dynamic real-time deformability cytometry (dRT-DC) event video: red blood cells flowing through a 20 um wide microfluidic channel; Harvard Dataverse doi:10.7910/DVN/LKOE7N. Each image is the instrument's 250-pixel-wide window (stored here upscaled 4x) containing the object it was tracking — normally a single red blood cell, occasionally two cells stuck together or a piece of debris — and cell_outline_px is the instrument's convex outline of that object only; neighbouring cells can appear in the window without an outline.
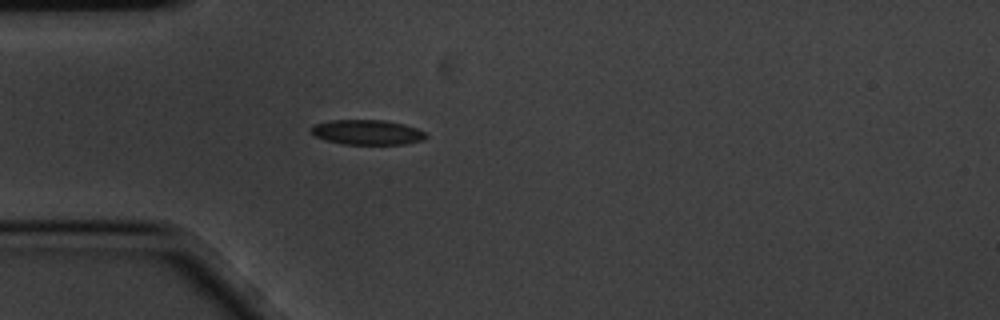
{"species": "common noctule bat (a hibernating species)", "species_latin": "Nyctalus noctula", "temperature_condition": "cold", "stored_images_in_passage": 1, "camera_frame_rate_fps": 3000, "um_per_image_px": 0.085, "animal": {"sex": "male", "body_mass_g": 20.1, "forearm_length_mm": 53.5}, "frame": {"image": 1, "passage_image": 1, "time_ms": 0.0, "image_size_px": [1000, 320], "cell_outline_px": [[428, 136], [424, 140], [404, 144], [344, 144], [324, 140], [316, 136], [308, 128], [312, 124], [332, 120], [384, 120], [404, 124], [416, 128], [424, 132]], "centroid_in_image_um": [31.19, 11.24], "position_along_channel_um": 53.8, "area_um2": 16.76}}